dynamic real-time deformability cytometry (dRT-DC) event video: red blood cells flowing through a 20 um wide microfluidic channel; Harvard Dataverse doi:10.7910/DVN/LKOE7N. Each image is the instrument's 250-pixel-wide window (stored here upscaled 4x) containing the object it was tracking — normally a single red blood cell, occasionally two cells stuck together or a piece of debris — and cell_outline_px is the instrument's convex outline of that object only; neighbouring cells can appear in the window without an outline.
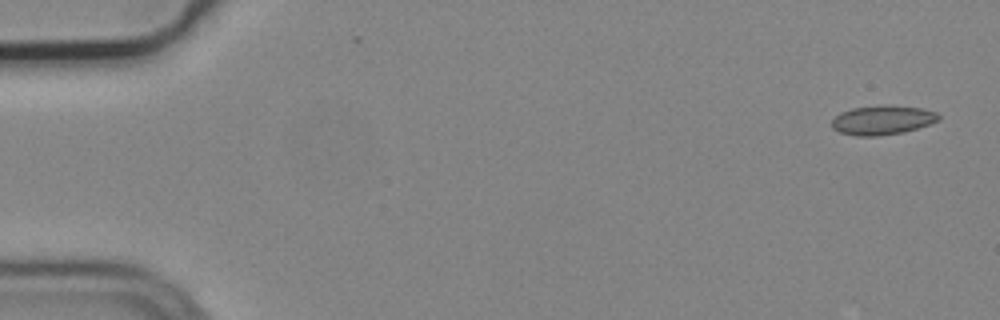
{"species": "common noctule bat (a hibernating species)", "species_latin": "Nyctalus noctula", "temperature_condition": "cold", "stored_images_in_passage": 6, "camera_frame_rate_fps": 3000, "um_per_image_px": 0.085, "animal": {"sex": "male", "body_mass_g": 19.2, "forearm_length_mm": 51.8}, "frame": {"image": 1, "passage_image": 1, "time_ms": 0.0, "image_size_px": [1000, 320], "cell_outline_px": [[940, 120], [904, 132], [880, 136], [856, 136], [840, 132], [832, 128], [832, 120], [840, 112], [852, 108], [892, 104], [920, 108], [936, 112], [940, 116]], "centroid_in_image_um": [75.0, 10.2], "position_along_channel_um": 10.0, "area_um2": 18.26}}
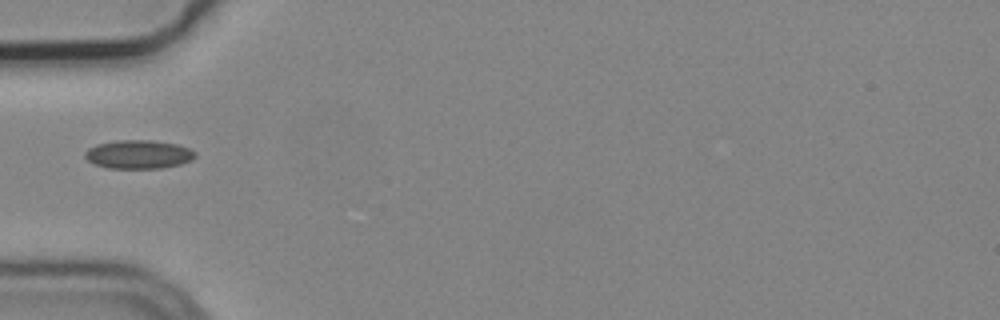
{"frame": {"image": 2, "passage_image": 5, "time_ms": 1.333, "image_size_px": [1000, 320], "cell_outline_px": [[196, 156], [192, 160], [180, 164], [160, 168], [108, 168], [92, 164], [84, 156], [84, 152], [88, 148], [96, 144], [116, 140], [152, 140], [176, 144], [188, 148], [196, 152]], "centroid_in_image_um": [11.74, 13.12], "position_along_channel_um": 73.3, "area_um2": 18.5}}
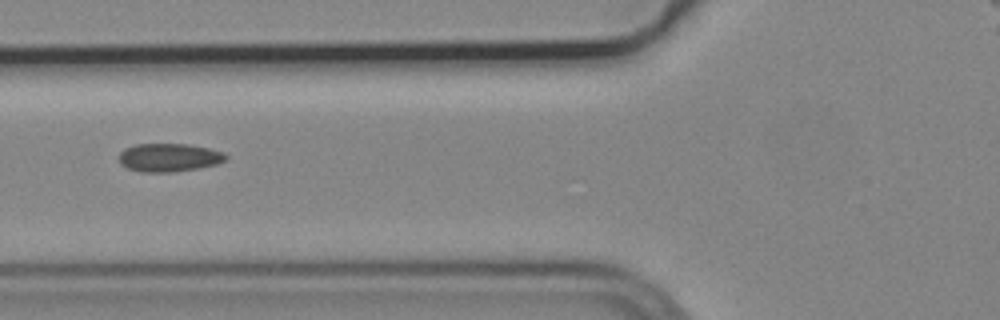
{"frame": {"image": 3, "passage_image": 6, "time_ms": 1.667, "image_size_px": [1000, 320], "cell_outline_px": [[228, 160], [216, 164], [200, 168], [172, 172], [144, 172], [128, 168], [120, 164], [120, 152], [124, 148], [136, 144], [188, 144], [208, 148], [224, 152], [228, 156]], "centroid_in_image_um": [14.4, 13.39], "position_along_channel_um": 111.4, "area_um2": 17.69}}